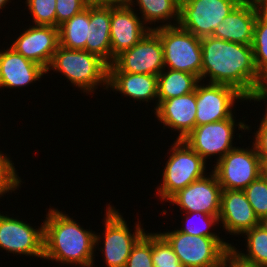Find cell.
Listing matches in <instances>:
<instances>
[{"mask_svg": "<svg viewBox=\"0 0 267 267\" xmlns=\"http://www.w3.org/2000/svg\"><path fill=\"white\" fill-rule=\"evenodd\" d=\"M258 226L267 232V214L259 218Z\"/></svg>", "mask_w": 267, "mask_h": 267, "instance_id": "38", "label": "cell"}, {"mask_svg": "<svg viewBox=\"0 0 267 267\" xmlns=\"http://www.w3.org/2000/svg\"><path fill=\"white\" fill-rule=\"evenodd\" d=\"M252 147H235L216 162L213 172L223 190H244L262 174L261 159Z\"/></svg>", "mask_w": 267, "mask_h": 267, "instance_id": "8", "label": "cell"}, {"mask_svg": "<svg viewBox=\"0 0 267 267\" xmlns=\"http://www.w3.org/2000/svg\"><path fill=\"white\" fill-rule=\"evenodd\" d=\"M125 267H154L152 261V233H145L133 246Z\"/></svg>", "mask_w": 267, "mask_h": 267, "instance_id": "30", "label": "cell"}, {"mask_svg": "<svg viewBox=\"0 0 267 267\" xmlns=\"http://www.w3.org/2000/svg\"><path fill=\"white\" fill-rule=\"evenodd\" d=\"M219 221L230 234L240 235L258 226L259 218L243 190H223Z\"/></svg>", "mask_w": 267, "mask_h": 267, "instance_id": "17", "label": "cell"}, {"mask_svg": "<svg viewBox=\"0 0 267 267\" xmlns=\"http://www.w3.org/2000/svg\"><path fill=\"white\" fill-rule=\"evenodd\" d=\"M247 254L237 252L243 259L251 261L257 267H267V232L259 226L247 230Z\"/></svg>", "mask_w": 267, "mask_h": 267, "instance_id": "27", "label": "cell"}, {"mask_svg": "<svg viewBox=\"0 0 267 267\" xmlns=\"http://www.w3.org/2000/svg\"><path fill=\"white\" fill-rule=\"evenodd\" d=\"M36 25L56 27V0H26Z\"/></svg>", "mask_w": 267, "mask_h": 267, "instance_id": "29", "label": "cell"}, {"mask_svg": "<svg viewBox=\"0 0 267 267\" xmlns=\"http://www.w3.org/2000/svg\"><path fill=\"white\" fill-rule=\"evenodd\" d=\"M241 0H180L178 25L196 37L212 36Z\"/></svg>", "mask_w": 267, "mask_h": 267, "instance_id": "7", "label": "cell"}, {"mask_svg": "<svg viewBox=\"0 0 267 267\" xmlns=\"http://www.w3.org/2000/svg\"><path fill=\"white\" fill-rule=\"evenodd\" d=\"M164 67L163 46L159 35L149 30L132 48L121 52L108 65V71L158 76Z\"/></svg>", "mask_w": 267, "mask_h": 267, "instance_id": "9", "label": "cell"}, {"mask_svg": "<svg viewBox=\"0 0 267 267\" xmlns=\"http://www.w3.org/2000/svg\"><path fill=\"white\" fill-rule=\"evenodd\" d=\"M89 26V4L80 13L58 26L59 45L85 50Z\"/></svg>", "mask_w": 267, "mask_h": 267, "instance_id": "24", "label": "cell"}, {"mask_svg": "<svg viewBox=\"0 0 267 267\" xmlns=\"http://www.w3.org/2000/svg\"><path fill=\"white\" fill-rule=\"evenodd\" d=\"M163 69L158 75V103L154 108L164 100H168L174 97H179L195 91L200 78L194 74L181 72L178 70L168 69L167 72Z\"/></svg>", "mask_w": 267, "mask_h": 267, "instance_id": "23", "label": "cell"}, {"mask_svg": "<svg viewBox=\"0 0 267 267\" xmlns=\"http://www.w3.org/2000/svg\"><path fill=\"white\" fill-rule=\"evenodd\" d=\"M209 176L205 175L178 191L168 200L169 203L177 204L181 210H186L185 213L199 211L219 217L223 189L213 170Z\"/></svg>", "mask_w": 267, "mask_h": 267, "instance_id": "14", "label": "cell"}, {"mask_svg": "<svg viewBox=\"0 0 267 267\" xmlns=\"http://www.w3.org/2000/svg\"><path fill=\"white\" fill-rule=\"evenodd\" d=\"M0 248L13 254L43 258L44 223L34 229L18 218L0 213Z\"/></svg>", "mask_w": 267, "mask_h": 267, "instance_id": "13", "label": "cell"}, {"mask_svg": "<svg viewBox=\"0 0 267 267\" xmlns=\"http://www.w3.org/2000/svg\"><path fill=\"white\" fill-rule=\"evenodd\" d=\"M258 129L255 133V142L253 144L263 163L267 159V109Z\"/></svg>", "mask_w": 267, "mask_h": 267, "instance_id": "35", "label": "cell"}, {"mask_svg": "<svg viewBox=\"0 0 267 267\" xmlns=\"http://www.w3.org/2000/svg\"><path fill=\"white\" fill-rule=\"evenodd\" d=\"M130 6H133V0H125ZM137 5L142 12L143 23H155L174 20L179 23L180 19V0H136ZM162 20V21H161ZM145 21V22H144Z\"/></svg>", "mask_w": 267, "mask_h": 267, "instance_id": "25", "label": "cell"}, {"mask_svg": "<svg viewBox=\"0 0 267 267\" xmlns=\"http://www.w3.org/2000/svg\"><path fill=\"white\" fill-rule=\"evenodd\" d=\"M46 70L13 48L0 52V87L21 88L39 80Z\"/></svg>", "mask_w": 267, "mask_h": 267, "instance_id": "20", "label": "cell"}, {"mask_svg": "<svg viewBox=\"0 0 267 267\" xmlns=\"http://www.w3.org/2000/svg\"><path fill=\"white\" fill-rule=\"evenodd\" d=\"M154 267H186L183 265H167V266H154Z\"/></svg>", "mask_w": 267, "mask_h": 267, "instance_id": "42", "label": "cell"}, {"mask_svg": "<svg viewBox=\"0 0 267 267\" xmlns=\"http://www.w3.org/2000/svg\"><path fill=\"white\" fill-rule=\"evenodd\" d=\"M152 261L154 266L182 265L168 241L160 234H152Z\"/></svg>", "mask_w": 267, "mask_h": 267, "instance_id": "31", "label": "cell"}, {"mask_svg": "<svg viewBox=\"0 0 267 267\" xmlns=\"http://www.w3.org/2000/svg\"><path fill=\"white\" fill-rule=\"evenodd\" d=\"M132 8L125 0L111 1V64L117 55L132 48L149 30H153L143 25Z\"/></svg>", "mask_w": 267, "mask_h": 267, "instance_id": "12", "label": "cell"}, {"mask_svg": "<svg viewBox=\"0 0 267 267\" xmlns=\"http://www.w3.org/2000/svg\"><path fill=\"white\" fill-rule=\"evenodd\" d=\"M254 62L259 75L267 82V11L259 9L252 43Z\"/></svg>", "mask_w": 267, "mask_h": 267, "instance_id": "26", "label": "cell"}, {"mask_svg": "<svg viewBox=\"0 0 267 267\" xmlns=\"http://www.w3.org/2000/svg\"><path fill=\"white\" fill-rule=\"evenodd\" d=\"M266 98H267V82H266V86H265L264 92L262 93L261 100L265 101Z\"/></svg>", "mask_w": 267, "mask_h": 267, "instance_id": "40", "label": "cell"}, {"mask_svg": "<svg viewBox=\"0 0 267 267\" xmlns=\"http://www.w3.org/2000/svg\"><path fill=\"white\" fill-rule=\"evenodd\" d=\"M158 76L122 71H108V88L119 91L134 100L147 101L158 98Z\"/></svg>", "mask_w": 267, "mask_h": 267, "instance_id": "22", "label": "cell"}, {"mask_svg": "<svg viewBox=\"0 0 267 267\" xmlns=\"http://www.w3.org/2000/svg\"><path fill=\"white\" fill-rule=\"evenodd\" d=\"M171 149L163 170V182L157 188V195L163 201H168L178 191L206 175V160L184 140L176 139Z\"/></svg>", "mask_w": 267, "mask_h": 267, "instance_id": "5", "label": "cell"}, {"mask_svg": "<svg viewBox=\"0 0 267 267\" xmlns=\"http://www.w3.org/2000/svg\"><path fill=\"white\" fill-rule=\"evenodd\" d=\"M88 0H56V27L87 7Z\"/></svg>", "mask_w": 267, "mask_h": 267, "instance_id": "34", "label": "cell"}, {"mask_svg": "<svg viewBox=\"0 0 267 267\" xmlns=\"http://www.w3.org/2000/svg\"><path fill=\"white\" fill-rule=\"evenodd\" d=\"M159 122L179 131L183 140L196 127V91L162 101L155 110Z\"/></svg>", "mask_w": 267, "mask_h": 267, "instance_id": "18", "label": "cell"}, {"mask_svg": "<svg viewBox=\"0 0 267 267\" xmlns=\"http://www.w3.org/2000/svg\"><path fill=\"white\" fill-rule=\"evenodd\" d=\"M16 39L10 47L47 70L59 45L58 28L34 25Z\"/></svg>", "mask_w": 267, "mask_h": 267, "instance_id": "16", "label": "cell"}, {"mask_svg": "<svg viewBox=\"0 0 267 267\" xmlns=\"http://www.w3.org/2000/svg\"><path fill=\"white\" fill-rule=\"evenodd\" d=\"M241 2L258 7L260 9H264L267 6V0H241Z\"/></svg>", "mask_w": 267, "mask_h": 267, "instance_id": "37", "label": "cell"}, {"mask_svg": "<svg viewBox=\"0 0 267 267\" xmlns=\"http://www.w3.org/2000/svg\"><path fill=\"white\" fill-rule=\"evenodd\" d=\"M13 164L7 155L0 152V197L9 191H15L22 182Z\"/></svg>", "mask_w": 267, "mask_h": 267, "instance_id": "33", "label": "cell"}, {"mask_svg": "<svg viewBox=\"0 0 267 267\" xmlns=\"http://www.w3.org/2000/svg\"><path fill=\"white\" fill-rule=\"evenodd\" d=\"M243 191L255 215L258 218L265 216L267 214V178L261 174Z\"/></svg>", "mask_w": 267, "mask_h": 267, "instance_id": "28", "label": "cell"}, {"mask_svg": "<svg viewBox=\"0 0 267 267\" xmlns=\"http://www.w3.org/2000/svg\"><path fill=\"white\" fill-rule=\"evenodd\" d=\"M196 126L214 123L233 116L235 100L246 98L235 88L209 83L197 85L196 89Z\"/></svg>", "mask_w": 267, "mask_h": 267, "instance_id": "11", "label": "cell"}, {"mask_svg": "<svg viewBox=\"0 0 267 267\" xmlns=\"http://www.w3.org/2000/svg\"><path fill=\"white\" fill-rule=\"evenodd\" d=\"M44 259L81 267H93L94 249L100 235L87 231L57 209L44 220Z\"/></svg>", "mask_w": 267, "mask_h": 267, "instance_id": "2", "label": "cell"}, {"mask_svg": "<svg viewBox=\"0 0 267 267\" xmlns=\"http://www.w3.org/2000/svg\"><path fill=\"white\" fill-rule=\"evenodd\" d=\"M262 174L267 178V159L262 163Z\"/></svg>", "mask_w": 267, "mask_h": 267, "instance_id": "39", "label": "cell"}, {"mask_svg": "<svg viewBox=\"0 0 267 267\" xmlns=\"http://www.w3.org/2000/svg\"><path fill=\"white\" fill-rule=\"evenodd\" d=\"M187 215H196L199 217L198 223L196 221L193 222V219H191V215L187 216L186 215V223L187 225L181 229H177L180 232H184L186 234H190L193 236H204V237H212V238H220L216 233L214 234L213 232H210L211 230L210 227L213 225H216L219 223V218L213 215H208L202 212H192V213H186ZM201 217V219H200ZM191 220V221H190ZM203 224H201V223ZM200 223V225H199Z\"/></svg>", "mask_w": 267, "mask_h": 267, "instance_id": "32", "label": "cell"}, {"mask_svg": "<svg viewBox=\"0 0 267 267\" xmlns=\"http://www.w3.org/2000/svg\"><path fill=\"white\" fill-rule=\"evenodd\" d=\"M260 8L240 2L217 26L212 37L252 45L254 25Z\"/></svg>", "mask_w": 267, "mask_h": 267, "instance_id": "21", "label": "cell"}, {"mask_svg": "<svg viewBox=\"0 0 267 267\" xmlns=\"http://www.w3.org/2000/svg\"><path fill=\"white\" fill-rule=\"evenodd\" d=\"M9 0H0V9H2Z\"/></svg>", "mask_w": 267, "mask_h": 267, "instance_id": "41", "label": "cell"}, {"mask_svg": "<svg viewBox=\"0 0 267 267\" xmlns=\"http://www.w3.org/2000/svg\"><path fill=\"white\" fill-rule=\"evenodd\" d=\"M235 247L231 246L223 255L219 267H257L251 261L243 259ZM229 264V265H228Z\"/></svg>", "mask_w": 267, "mask_h": 267, "instance_id": "36", "label": "cell"}, {"mask_svg": "<svg viewBox=\"0 0 267 267\" xmlns=\"http://www.w3.org/2000/svg\"><path fill=\"white\" fill-rule=\"evenodd\" d=\"M160 234L186 267H219L224 253L231 247L220 238L193 236L178 230Z\"/></svg>", "mask_w": 267, "mask_h": 267, "instance_id": "6", "label": "cell"}, {"mask_svg": "<svg viewBox=\"0 0 267 267\" xmlns=\"http://www.w3.org/2000/svg\"><path fill=\"white\" fill-rule=\"evenodd\" d=\"M231 118L196 126L183 140L204 160L218 154L222 159L232 146L235 120Z\"/></svg>", "mask_w": 267, "mask_h": 267, "instance_id": "15", "label": "cell"}, {"mask_svg": "<svg viewBox=\"0 0 267 267\" xmlns=\"http://www.w3.org/2000/svg\"><path fill=\"white\" fill-rule=\"evenodd\" d=\"M170 23L153 28L163 46L164 67L194 74L201 81V38L184 30L177 23Z\"/></svg>", "mask_w": 267, "mask_h": 267, "instance_id": "4", "label": "cell"}, {"mask_svg": "<svg viewBox=\"0 0 267 267\" xmlns=\"http://www.w3.org/2000/svg\"><path fill=\"white\" fill-rule=\"evenodd\" d=\"M50 69L62 73L83 92H93L101 83L108 88V64L86 50L58 45L46 72Z\"/></svg>", "mask_w": 267, "mask_h": 267, "instance_id": "3", "label": "cell"}, {"mask_svg": "<svg viewBox=\"0 0 267 267\" xmlns=\"http://www.w3.org/2000/svg\"><path fill=\"white\" fill-rule=\"evenodd\" d=\"M104 248H100L108 267H125L133 246L145 234L139 222L135 232L130 233L123 216L112 206H108L105 214Z\"/></svg>", "mask_w": 267, "mask_h": 267, "instance_id": "10", "label": "cell"}, {"mask_svg": "<svg viewBox=\"0 0 267 267\" xmlns=\"http://www.w3.org/2000/svg\"><path fill=\"white\" fill-rule=\"evenodd\" d=\"M89 2H109L113 0H88Z\"/></svg>", "mask_w": 267, "mask_h": 267, "instance_id": "43", "label": "cell"}, {"mask_svg": "<svg viewBox=\"0 0 267 267\" xmlns=\"http://www.w3.org/2000/svg\"><path fill=\"white\" fill-rule=\"evenodd\" d=\"M201 81L235 88L247 100L261 102L266 81L259 75L252 45L228 42L212 36L201 38Z\"/></svg>", "mask_w": 267, "mask_h": 267, "instance_id": "1", "label": "cell"}, {"mask_svg": "<svg viewBox=\"0 0 267 267\" xmlns=\"http://www.w3.org/2000/svg\"><path fill=\"white\" fill-rule=\"evenodd\" d=\"M111 1L89 3V26L85 50L111 64Z\"/></svg>", "mask_w": 267, "mask_h": 267, "instance_id": "19", "label": "cell"}]
</instances>
